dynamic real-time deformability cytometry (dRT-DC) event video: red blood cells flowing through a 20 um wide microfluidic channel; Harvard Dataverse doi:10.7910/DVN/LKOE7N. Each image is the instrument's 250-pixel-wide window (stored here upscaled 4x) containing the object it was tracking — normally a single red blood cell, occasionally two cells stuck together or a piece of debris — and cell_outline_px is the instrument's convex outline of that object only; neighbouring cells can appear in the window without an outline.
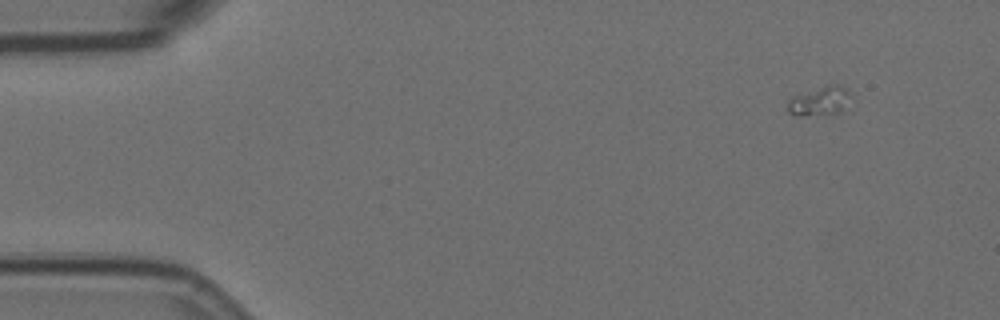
{"species": "Egyptian fruit bat (a non-hibernating species)", "species_latin": "Rousettus aegyptiacus", "temperature_condition": "room temperature", "stored_images_in_passage": 28, "camera_frame_rate_fps": 3000, "um_per_image_px": 0.085, "animal": {"sex": "female"}, "frame": {"image": 1, "passage_image": 1, "time_ms": 0.0, "image_size_px": [1000, 320], "cell_outline_px": [[852, 96], [840, 112], [832, 116], [796, 116], [788, 112], [788, 100], [792, 96], [828, 84], [840, 84]], "centroid_in_image_um": [69.67, 8.62], "position_along_channel_um": 15.3, "area_um2": 11.04}}